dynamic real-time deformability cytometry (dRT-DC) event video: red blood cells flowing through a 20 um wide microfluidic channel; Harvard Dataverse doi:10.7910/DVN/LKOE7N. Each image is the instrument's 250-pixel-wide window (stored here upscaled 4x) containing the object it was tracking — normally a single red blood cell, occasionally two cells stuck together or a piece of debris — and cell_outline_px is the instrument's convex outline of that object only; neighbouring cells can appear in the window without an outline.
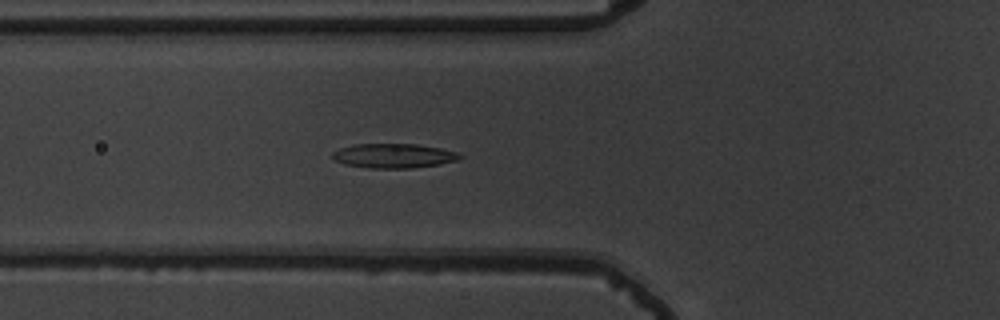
{"species": "common noctule bat (a hibernating species)", "species_latin": "Nyctalus noctula", "temperature_condition": "warm", "stored_images_in_passage": 57, "camera_frame_rate_fps": 3000, "um_per_image_px": 0.085, "animal": {"sex": "male", "body_mass_g": 19.5, "forearm_length_mm": 54.6}, "frame": {"image": 1, "passage_image": 22, "time_ms": 7.0, "image_size_px": [1000, 320], "cell_outline_px": [[464, 156], [456, 160], [440, 164], [412, 168], [368, 168], [344, 164], [336, 160], [332, 156], [332, 152], [340, 148], [356, 144], [416, 144], [440, 148], [456, 152]], "centroid_in_image_um": [33.46, 13.24], "position_along_channel_um": 92.3, "area_um2": 18.03}}
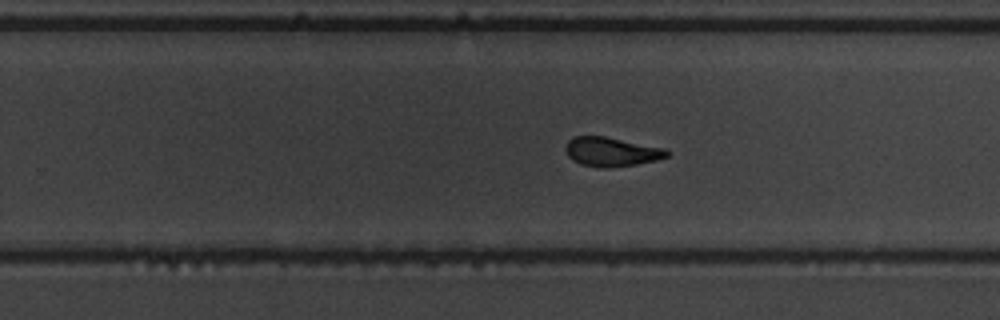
{"frame": {"image": 2, "passage_image": 37, "time_ms": 12.0, "image_size_px": [1000, 320], "cell_outline_px": [[668, 156], [656, 160], [636, 164], [608, 168], [600, 168], [580, 164], [572, 160], [568, 156], [564, 148], [568, 140], [576, 136], [604, 136], [664, 148], [668, 152]], "centroid_in_image_um": [51.92, 12.91], "position_along_channel_um": 277.9, "area_um2": 17.17}}
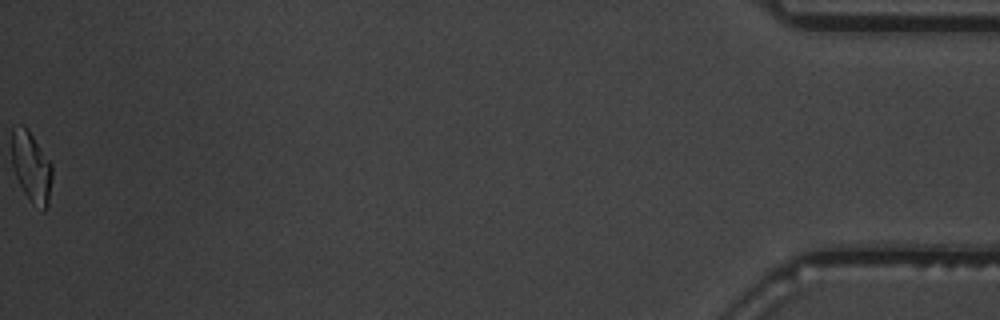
{"frame": {"image": 3, "passage_image": 57, "time_ms": 18.667, "image_size_px": [1000, 320], "cell_outline_px": [[52, 176], [48, 204], [44, 212], [32, 204], [24, 192], [12, 168], [12, 124], [24, 124], [28, 128], [52, 164]], "centroid_in_image_um": [2.66, 14.15], "position_along_channel_um": 432.5, "area_um2": 16.88}, "authors_computed_cell_mechanics": {"area_um2": 17.8024, "velocity_mm_per_s": 3.711, "shape_relaxation_time_tau1_ms": 5.2545, "shape_relaxation_time_tau2_ms": 2.1019, "deformation_change_tau1": 0.1835, "deformation_change_tau2": 0.1048}}